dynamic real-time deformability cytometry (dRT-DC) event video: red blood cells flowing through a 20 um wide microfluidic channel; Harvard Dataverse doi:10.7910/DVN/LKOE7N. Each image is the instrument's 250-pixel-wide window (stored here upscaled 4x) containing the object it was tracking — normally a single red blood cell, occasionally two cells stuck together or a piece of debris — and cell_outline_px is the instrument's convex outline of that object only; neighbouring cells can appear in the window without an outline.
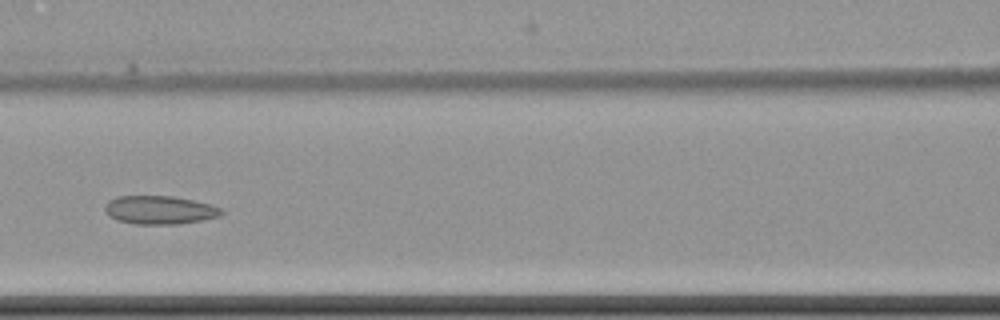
{"species": "common noctule bat (a hibernating species)", "species_latin": "Nyctalus noctula", "temperature_condition": "cold", "stored_images_in_passage": 8, "camera_frame_rate_fps": 3000, "um_per_image_px": 0.085, "animal": {"sex": "female", "body_mass_g": 22.7, "forearm_length_mm": 54.2}, "frame": {"image": 1, "passage_image": 7, "time_ms": 7.333, "image_size_px": [1000, 320], "cell_outline_px": [[224, 212], [220, 216], [200, 220], [176, 224], [136, 224], [120, 220], [108, 216], [104, 212], [104, 204], [108, 200], [116, 196], [172, 196], [212, 204], [220, 208]], "centroid_in_image_um": [13.53, 17.84], "position_along_channel_um": 153.1, "area_um2": 19.31}}
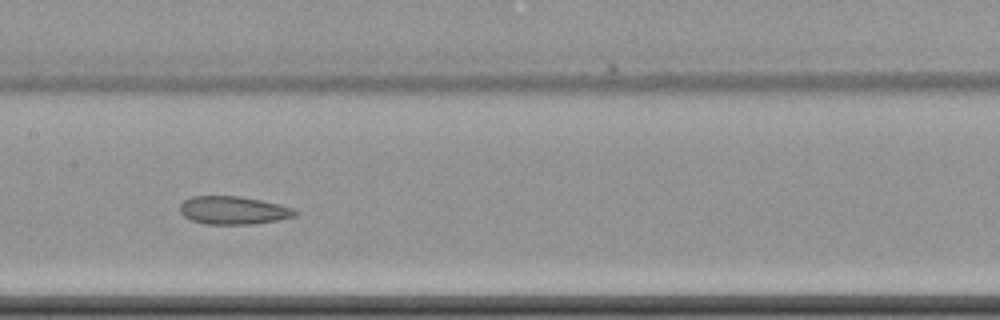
{"frame": {"image": 2, "passage_image": 8, "time_ms": 8.333, "image_size_px": [1000, 320], "cell_outline_px": [[296, 216], [276, 220], [252, 224], [204, 224], [192, 220], [184, 216], [180, 212], [180, 204], [184, 200], [192, 196], [240, 196], [260, 200], [292, 208], [296, 212]], "centroid_in_image_um": [19.78, 17.87], "position_along_channel_um": 187.6, "area_um2": 18.61}}